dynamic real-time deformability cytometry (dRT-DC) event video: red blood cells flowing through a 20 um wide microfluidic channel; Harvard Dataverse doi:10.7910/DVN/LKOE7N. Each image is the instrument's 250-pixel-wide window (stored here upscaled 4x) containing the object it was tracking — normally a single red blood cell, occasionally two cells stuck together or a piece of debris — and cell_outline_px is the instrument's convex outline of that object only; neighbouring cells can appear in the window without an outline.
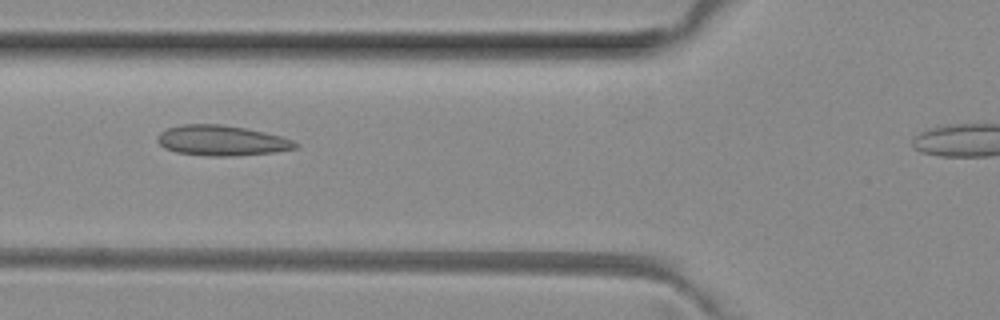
{"species": "common noctule bat (a hibernating species)", "species_latin": "Nyctalus noctula", "temperature_condition": "room temperature", "stored_images_in_passage": 37, "camera_frame_rate_fps": 3000, "um_per_image_px": 0.085, "animal": {"sex": "female", "body_mass_g": 29.2, "forearm_length_mm": 56.3}, "frame": {"image": 1, "passage_image": 14, "time_ms": 4.333, "image_size_px": [1000, 320], "cell_outline_px": [[300, 144], [296, 148], [276, 152], [236, 156], [208, 156], [176, 152], [164, 148], [156, 140], [156, 136], [160, 132], [168, 128], [180, 124], [220, 124], [248, 128], [280, 136], [292, 140]], "centroid_in_image_um": [18.83, 11.94], "position_along_channel_um": 107.0, "area_um2": 24.57}}
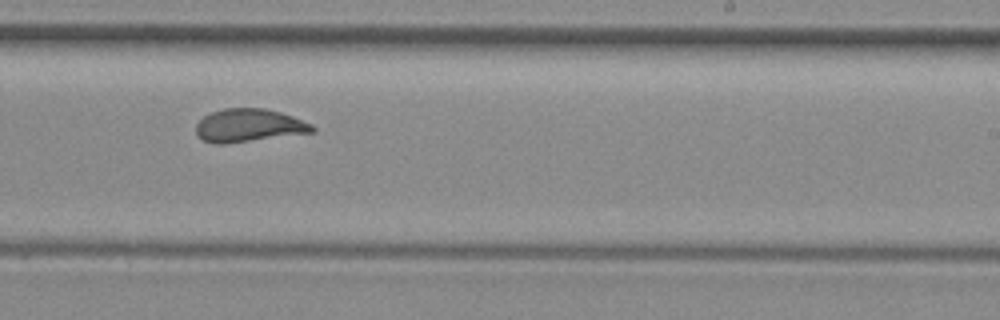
{"frame": {"image": 2, "passage_image": 26, "time_ms": 8.333, "image_size_px": [1000, 320], "cell_outline_px": [[316, 132], [224, 144], [216, 144], [204, 140], [196, 132], [196, 124], [204, 116], [212, 112], [224, 108], [264, 108], [280, 112], [292, 116], [312, 124], [316, 128]], "centroid_in_image_um": [21.18, 10.66], "position_along_channel_um": 267.8, "area_um2": 22.37}}
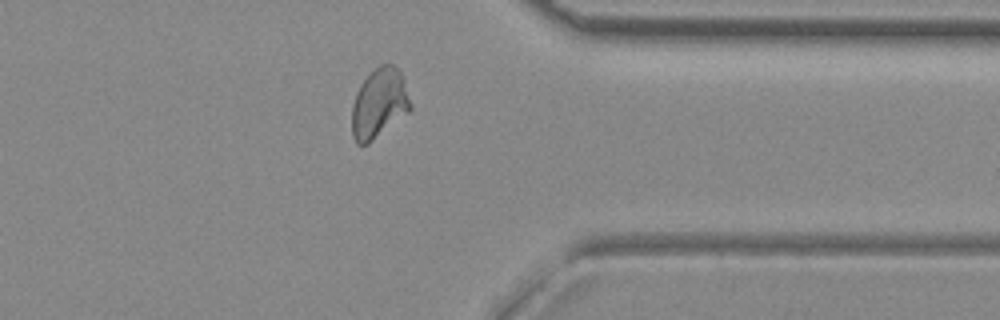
{"frame": {"image": 3, "passage_image": 35, "time_ms": 11.333, "image_size_px": [1000, 320], "cell_outline_px": [[412, 108], [408, 112], [368, 144], [356, 144], [352, 136], [352, 104], [356, 92], [360, 84], [368, 72], [380, 64], [392, 64], [400, 72], [404, 80], [412, 104]], "centroid_in_image_um": [32.21, 8.77], "position_along_channel_um": 379.2, "area_um2": 23.93}}